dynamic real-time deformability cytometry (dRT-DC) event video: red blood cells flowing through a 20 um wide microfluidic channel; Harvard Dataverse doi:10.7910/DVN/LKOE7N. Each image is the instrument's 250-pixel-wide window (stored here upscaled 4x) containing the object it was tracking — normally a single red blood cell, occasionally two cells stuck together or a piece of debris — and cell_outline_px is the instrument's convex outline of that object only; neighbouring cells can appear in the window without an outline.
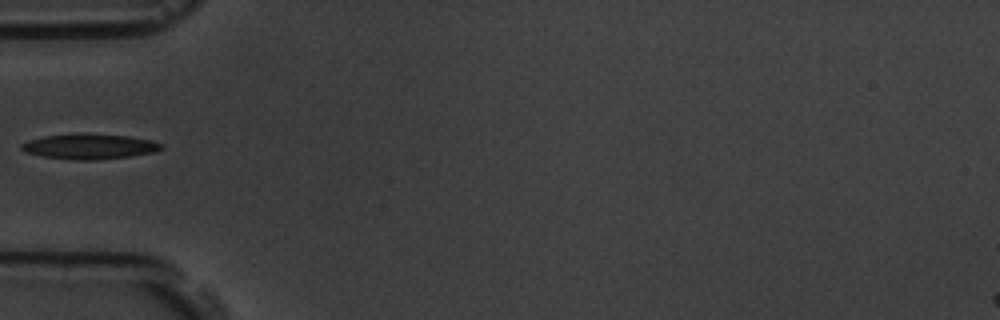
{"species": "common noctule bat (a hibernating species)", "species_latin": "Nyctalus noctula", "temperature_condition": "room temperature", "stored_images_in_passage": 2, "camera_frame_rate_fps": 3000, "um_per_image_px": 0.085, "animal": {"sex": "male", "body_mass_g": 19.5, "forearm_length_mm": 54.6}, "frame": {"image": 1, "passage_image": 1, "time_ms": 0.0, "image_size_px": [1000, 320], "cell_outline_px": [[164, 148], [152, 152], [132, 156], [96, 160], [72, 160], [44, 156], [24, 152], [20, 148], [20, 144], [28, 140], [44, 136], [128, 136], [152, 140], [164, 144]], "centroid_in_image_um": [7.63, 12.5], "position_along_channel_um": 77.4, "area_um2": 19.71}}
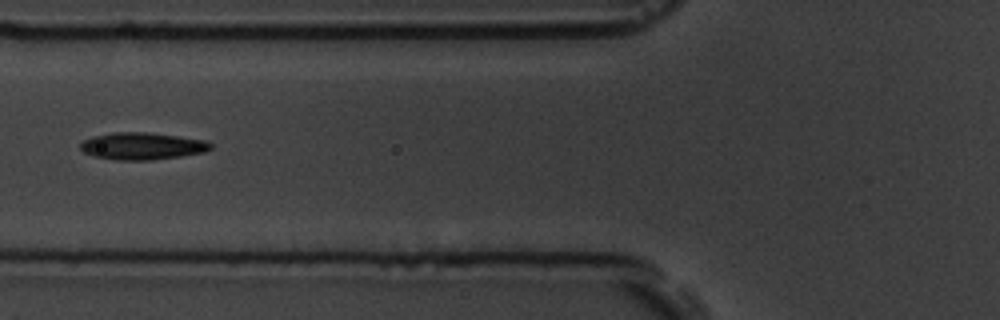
{"frame": {"image": 2, "passage_image": 2, "time_ms": 1.0, "image_size_px": [1000, 320], "cell_outline_px": [[212, 148], [204, 152], [180, 156], [152, 160], [116, 160], [92, 156], [84, 152], [80, 148], [80, 144], [84, 140], [92, 136], [112, 132], [148, 132], [208, 140], [212, 144]], "centroid_in_image_um": [12.08, 12.41], "position_along_channel_um": 113.7, "area_um2": 20.75}}